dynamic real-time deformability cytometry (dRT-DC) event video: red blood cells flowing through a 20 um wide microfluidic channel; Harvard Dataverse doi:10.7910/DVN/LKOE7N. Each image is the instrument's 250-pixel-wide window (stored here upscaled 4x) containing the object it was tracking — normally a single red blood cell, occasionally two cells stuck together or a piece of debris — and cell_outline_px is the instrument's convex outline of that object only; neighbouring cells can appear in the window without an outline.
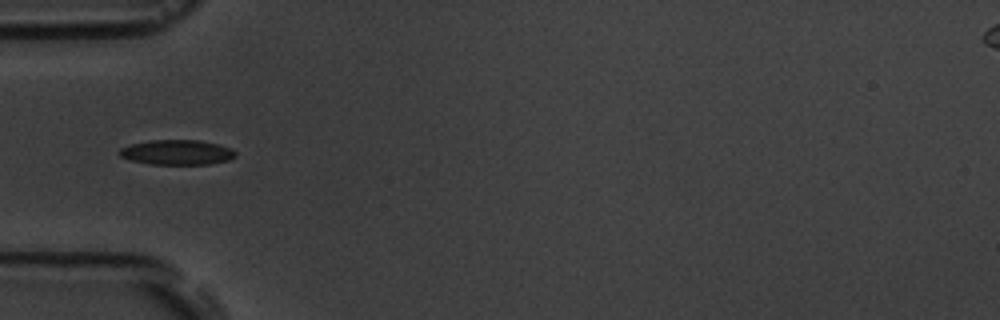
{"species": "common noctule bat (a hibernating species)", "species_latin": "Nyctalus noctula", "temperature_condition": "room temperature", "stored_images_in_passage": 8, "camera_frame_rate_fps": 3000, "um_per_image_px": 0.085, "animal": {"sex": "male", "body_mass_g": 19.5, "forearm_length_mm": 54.6}, "frame": {"image": 1, "passage_image": 6, "time_ms": 5.667, "image_size_px": [1000, 320], "cell_outline_px": [[236, 156], [228, 160], [208, 164], [148, 164], [128, 160], [120, 156], [116, 152], [120, 148], [132, 144], [148, 140], [200, 140], [232, 148], [236, 152]], "centroid_in_image_um": [15.0, 12.95], "position_along_channel_um": 70.0, "area_um2": 16.99}}
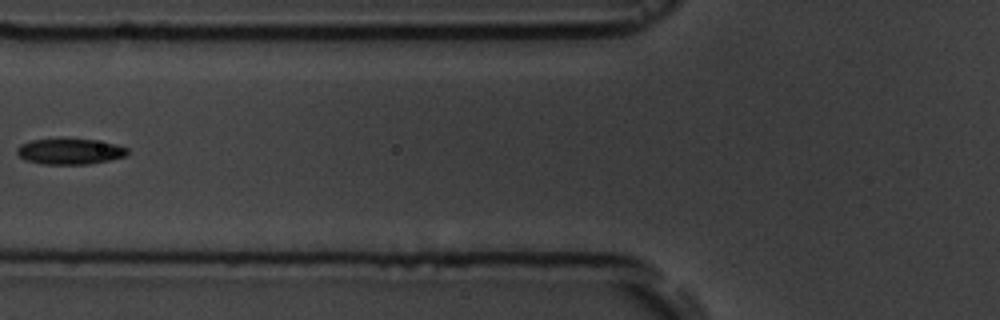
{"frame": {"image": 2, "passage_image": 7, "time_ms": 7.0, "image_size_px": [1000, 320], "cell_outline_px": [[128, 152], [124, 156], [108, 160], [88, 164], [40, 164], [24, 160], [16, 152], [16, 148], [20, 144], [32, 140], [96, 140], [116, 144], [128, 148]], "centroid_in_image_um": [5.91, 12.89], "position_along_channel_um": 119.9, "area_um2": 16.3}}
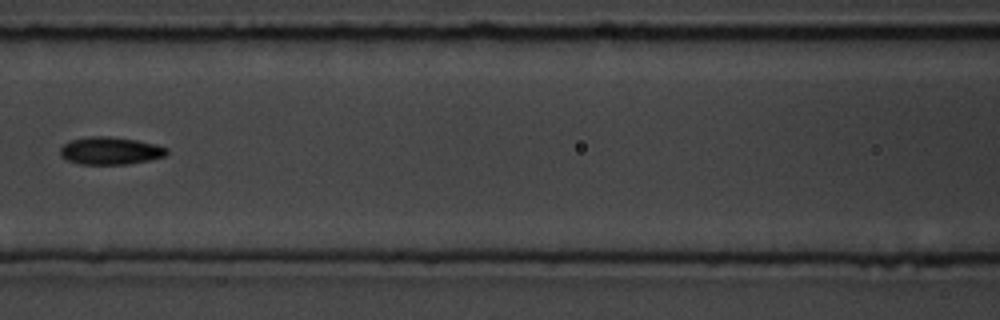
{"frame": {"image": 3, "passage_image": 8, "time_ms": 8.0, "image_size_px": [1000, 320], "cell_outline_px": [[168, 152], [164, 156], [148, 160], [128, 164], [80, 164], [68, 160], [60, 156], [60, 148], [64, 144], [72, 140], [92, 136], [108, 136], [136, 140], [156, 144], [168, 148]], "centroid_in_image_um": [9.38, 12.81], "position_along_channel_um": 157.2, "area_um2": 16.99}}